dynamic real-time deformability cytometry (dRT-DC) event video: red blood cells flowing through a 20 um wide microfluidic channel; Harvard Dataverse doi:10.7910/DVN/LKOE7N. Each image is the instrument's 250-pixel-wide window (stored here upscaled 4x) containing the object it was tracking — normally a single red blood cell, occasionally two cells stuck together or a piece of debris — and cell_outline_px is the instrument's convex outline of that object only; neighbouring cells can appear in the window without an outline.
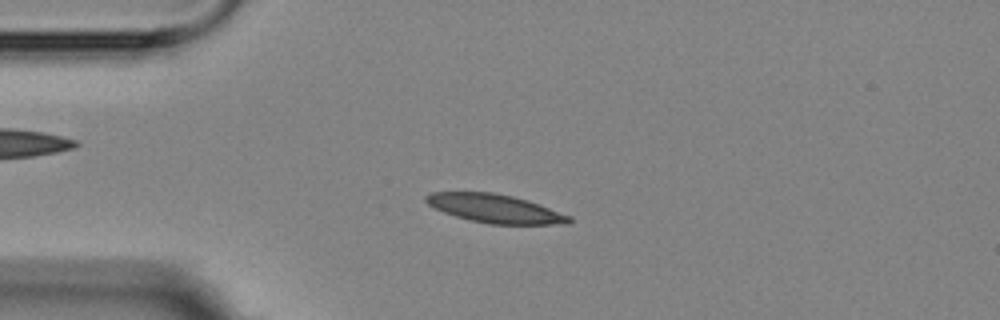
{"species": "Egyptian fruit bat (a non-hibernating species)", "species_latin": "Rousettus aegyptiacus", "temperature_condition": "room temperature", "stored_images_in_passage": 8, "camera_frame_rate_fps": 3000, "um_per_image_px": 0.085, "animal": {"sex": "female"}, "frame": {"image": 1, "passage_image": 4, "time_ms": 3.667, "image_size_px": [1000, 320], "cell_outline_px": [[572, 220], [568, 224], [488, 224], [468, 220], [444, 212], [428, 204], [424, 200], [424, 196], [432, 192], [492, 192], [512, 196], [528, 200], [540, 204], [572, 216]], "centroid_in_image_um": [42.1, 17.73], "position_along_channel_um": 42.9, "area_um2": 23.87}}
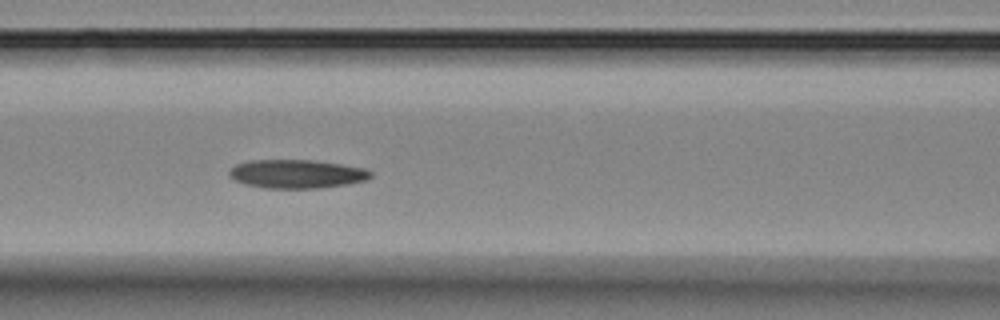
{"frame": {"image": 2, "passage_image": 7, "time_ms": 7.0, "image_size_px": [1000, 320], "cell_outline_px": [[372, 176], [368, 180], [348, 184], [316, 188], [264, 188], [244, 184], [236, 180], [228, 172], [236, 164], [248, 160], [312, 160], [340, 164], [364, 168], [372, 172]], "centroid_in_image_um": [25.24, 14.78], "position_along_channel_um": 141.4, "area_um2": 23.52}}
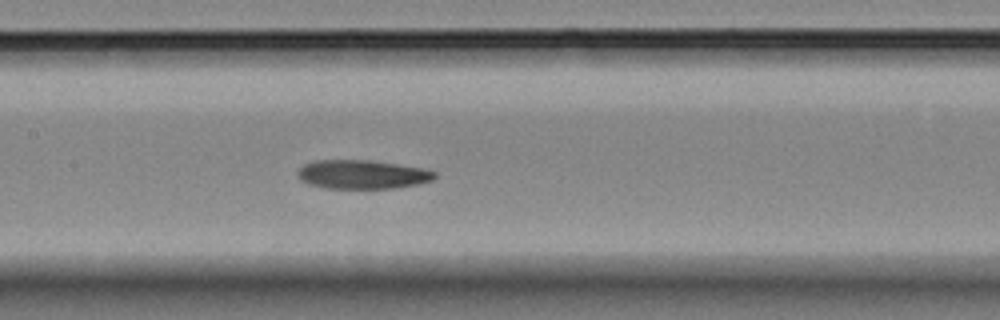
{"frame": {"image": 3, "passage_image": 8, "time_ms": 8.0, "image_size_px": [1000, 320], "cell_outline_px": [[436, 176], [432, 180], [420, 184], [396, 188], [324, 188], [308, 184], [300, 180], [296, 172], [304, 164], [316, 160], [368, 160], [424, 168], [436, 172]], "centroid_in_image_um": [30.79, 14.83], "position_along_channel_um": 176.6, "area_um2": 23.12}}